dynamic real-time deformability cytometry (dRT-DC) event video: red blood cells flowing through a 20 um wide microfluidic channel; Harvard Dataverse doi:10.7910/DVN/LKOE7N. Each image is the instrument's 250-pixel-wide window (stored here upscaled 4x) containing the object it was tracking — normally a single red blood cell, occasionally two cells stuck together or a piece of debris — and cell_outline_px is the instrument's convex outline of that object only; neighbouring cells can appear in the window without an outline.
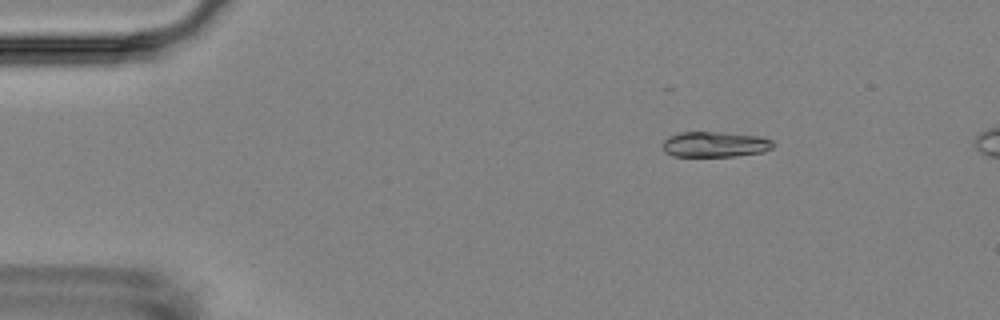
{"species": "Egyptian fruit bat (a non-hibernating species)", "species_latin": "Rousettus aegyptiacus", "temperature_condition": "room temperature", "stored_images_in_passage": 5, "camera_frame_rate_fps": 3000, "um_per_image_px": 0.085, "animal": {"sex": "female"}, "frame": {"image": 1, "passage_image": 2, "time_ms": 1.333, "image_size_px": [1000, 320], "cell_outline_px": [[776, 144], [772, 148], [764, 152], [736, 156], [672, 156], [664, 152], [664, 140], [668, 136], [680, 132], [716, 132], [760, 136], [772, 140]], "centroid_in_image_um": [60.79, 12.27], "position_along_channel_um": 24.2, "area_um2": 16.47}}